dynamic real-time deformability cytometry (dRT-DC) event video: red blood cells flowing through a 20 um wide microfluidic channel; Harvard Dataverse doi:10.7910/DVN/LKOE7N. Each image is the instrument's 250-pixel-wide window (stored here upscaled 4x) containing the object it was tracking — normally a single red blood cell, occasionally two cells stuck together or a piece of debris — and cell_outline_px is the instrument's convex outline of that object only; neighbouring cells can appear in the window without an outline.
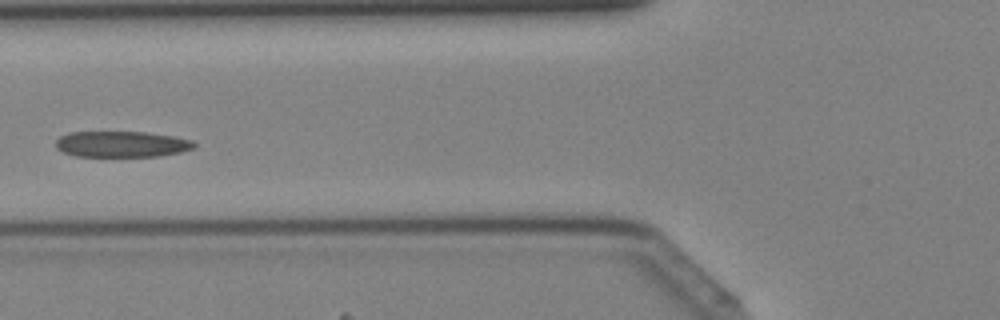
{"species": "Egyptian fruit bat (a non-hibernating species)", "species_latin": "Rousettus aegyptiacus", "temperature_condition": "cold", "stored_images_in_passage": 44, "camera_frame_rate_fps": 3000, "um_per_image_px": 0.085, "animal": {"sex": "female"}, "frame": {"image": 1, "passage_image": 18, "time_ms": 5.667, "image_size_px": [1000, 320], "cell_outline_px": [[196, 148], [180, 152], [160, 156], [76, 156], [64, 152], [56, 148], [56, 140], [60, 136], [68, 132], [148, 132], [172, 136], [192, 140], [196, 144]], "centroid_in_image_um": [10.36, 12.25], "position_along_channel_um": 115.4, "area_um2": 20.98}}
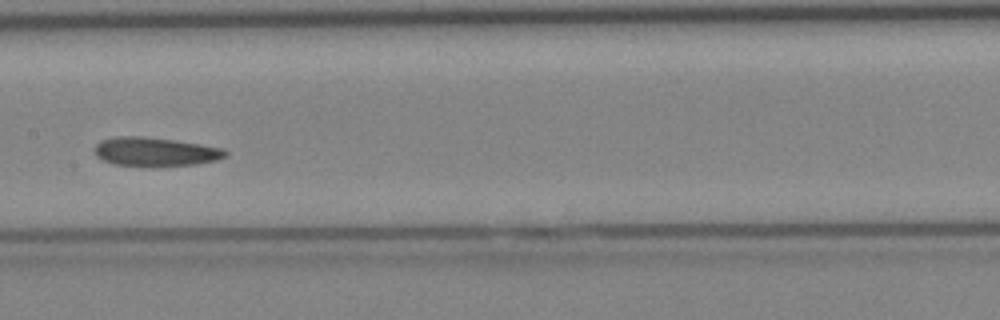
{"frame": {"image": 2, "passage_image": 23, "time_ms": 7.333, "image_size_px": [1000, 320], "cell_outline_px": [[228, 156], [216, 160], [196, 164], [116, 164], [104, 160], [96, 156], [92, 148], [100, 140], [116, 136], [140, 136], [172, 140], [224, 148], [228, 152]], "centroid_in_image_um": [13.18, 12.86], "position_along_channel_um": 194.2, "area_um2": 21.27}}
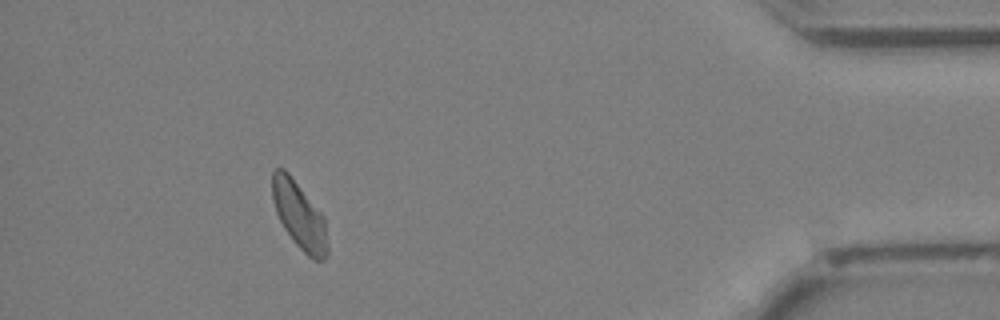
{"frame": {"image": 3, "passage_image": 40, "time_ms": 13.0, "image_size_px": [1000, 320], "cell_outline_px": [[328, 256], [324, 260], [312, 260], [292, 240], [284, 228], [276, 212], [272, 200], [272, 172], [276, 168], [284, 168], [288, 172], [324, 216], [328, 248]], "centroid_in_image_um": [25.44, 18.33], "position_along_channel_um": 409.8, "area_um2": 21.62}}